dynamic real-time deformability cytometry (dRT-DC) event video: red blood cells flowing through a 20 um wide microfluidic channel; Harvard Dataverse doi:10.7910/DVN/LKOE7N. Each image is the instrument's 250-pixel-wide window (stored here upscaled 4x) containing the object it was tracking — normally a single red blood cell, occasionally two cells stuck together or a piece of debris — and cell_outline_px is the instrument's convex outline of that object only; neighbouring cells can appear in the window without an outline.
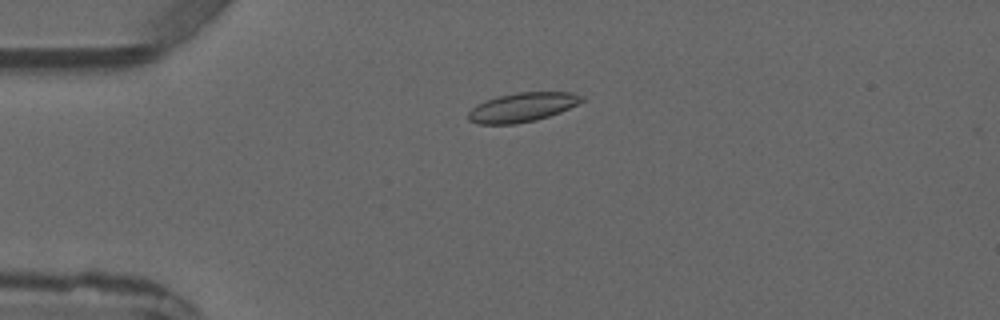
{"species": "common noctule bat (a hibernating species)", "species_latin": "Nyctalus noctula", "temperature_condition": "warm", "stored_images_in_passage": 2, "camera_frame_rate_fps": 3000, "um_per_image_px": 0.085, "animal": {"sex": "male", "forearm_length_mm": 52.5}, "frame": {"image": 1, "passage_image": 2, "time_ms": 1.333, "image_size_px": [1000, 320], "cell_outline_px": [[584, 100], [560, 112], [536, 120], [516, 124], [480, 124], [468, 120], [468, 112], [476, 104], [484, 100], [516, 92], [572, 92], [584, 96]], "centroid_in_image_um": [44.37, 9.11], "position_along_channel_um": 40.6, "area_um2": 19.25}}